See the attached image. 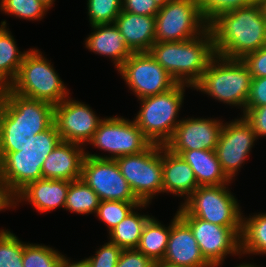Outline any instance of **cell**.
Wrapping results in <instances>:
<instances>
[{"label":"cell","instance_id":"obj_20","mask_svg":"<svg viewBox=\"0 0 266 267\" xmlns=\"http://www.w3.org/2000/svg\"><path fill=\"white\" fill-rule=\"evenodd\" d=\"M70 181L39 179L28 183L14 196V206L22 200L29 202L38 212L65 207ZM17 200V201H15Z\"/></svg>","mask_w":266,"mask_h":267},{"label":"cell","instance_id":"obj_7","mask_svg":"<svg viewBox=\"0 0 266 267\" xmlns=\"http://www.w3.org/2000/svg\"><path fill=\"white\" fill-rule=\"evenodd\" d=\"M185 87L191 86L177 83L166 92L139 99L142 106L134 120L152 144L165 146L171 139L181 121L176 117L183 103Z\"/></svg>","mask_w":266,"mask_h":267},{"label":"cell","instance_id":"obj_31","mask_svg":"<svg viewBox=\"0 0 266 267\" xmlns=\"http://www.w3.org/2000/svg\"><path fill=\"white\" fill-rule=\"evenodd\" d=\"M63 256L51 247L24 243L23 267H57Z\"/></svg>","mask_w":266,"mask_h":267},{"label":"cell","instance_id":"obj_18","mask_svg":"<svg viewBox=\"0 0 266 267\" xmlns=\"http://www.w3.org/2000/svg\"><path fill=\"white\" fill-rule=\"evenodd\" d=\"M162 261L179 267H212L201 254L190 227L178 213L171 221V231Z\"/></svg>","mask_w":266,"mask_h":267},{"label":"cell","instance_id":"obj_41","mask_svg":"<svg viewBox=\"0 0 266 267\" xmlns=\"http://www.w3.org/2000/svg\"><path fill=\"white\" fill-rule=\"evenodd\" d=\"M266 105V77L252 78L250 95L245 110Z\"/></svg>","mask_w":266,"mask_h":267},{"label":"cell","instance_id":"obj_19","mask_svg":"<svg viewBox=\"0 0 266 267\" xmlns=\"http://www.w3.org/2000/svg\"><path fill=\"white\" fill-rule=\"evenodd\" d=\"M84 151L80 144L61 140L43 162V178L66 181L80 179Z\"/></svg>","mask_w":266,"mask_h":267},{"label":"cell","instance_id":"obj_24","mask_svg":"<svg viewBox=\"0 0 266 267\" xmlns=\"http://www.w3.org/2000/svg\"><path fill=\"white\" fill-rule=\"evenodd\" d=\"M192 168L198 186H219L231 182L223 172L215 150H188L179 154Z\"/></svg>","mask_w":266,"mask_h":267},{"label":"cell","instance_id":"obj_37","mask_svg":"<svg viewBox=\"0 0 266 267\" xmlns=\"http://www.w3.org/2000/svg\"><path fill=\"white\" fill-rule=\"evenodd\" d=\"M161 3L160 0H123L122 10L133 14L156 17Z\"/></svg>","mask_w":266,"mask_h":267},{"label":"cell","instance_id":"obj_11","mask_svg":"<svg viewBox=\"0 0 266 267\" xmlns=\"http://www.w3.org/2000/svg\"><path fill=\"white\" fill-rule=\"evenodd\" d=\"M88 143L111 153V156H100L85 152V156L99 159H115L123 155L139 154L152 144L138 128L134 119L130 121L118 116L104 118Z\"/></svg>","mask_w":266,"mask_h":267},{"label":"cell","instance_id":"obj_28","mask_svg":"<svg viewBox=\"0 0 266 267\" xmlns=\"http://www.w3.org/2000/svg\"><path fill=\"white\" fill-rule=\"evenodd\" d=\"M243 218L241 254H266V213Z\"/></svg>","mask_w":266,"mask_h":267},{"label":"cell","instance_id":"obj_29","mask_svg":"<svg viewBox=\"0 0 266 267\" xmlns=\"http://www.w3.org/2000/svg\"><path fill=\"white\" fill-rule=\"evenodd\" d=\"M99 196L81 179L70 181L64 209L78 214L97 212Z\"/></svg>","mask_w":266,"mask_h":267},{"label":"cell","instance_id":"obj_8","mask_svg":"<svg viewBox=\"0 0 266 267\" xmlns=\"http://www.w3.org/2000/svg\"><path fill=\"white\" fill-rule=\"evenodd\" d=\"M226 185L199 186L181 204L178 215L194 216L219 226L242 228L244 216L237 199Z\"/></svg>","mask_w":266,"mask_h":267},{"label":"cell","instance_id":"obj_13","mask_svg":"<svg viewBox=\"0 0 266 267\" xmlns=\"http://www.w3.org/2000/svg\"><path fill=\"white\" fill-rule=\"evenodd\" d=\"M191 229L201 254L212 266L223 263L227 254H241L242 228L219 226L194 216H179Z\"/></svg>","mask_w":266,"mask_h":267},{"label":"cell","instance_id":"obj_33","mask_svg":"<svg viewBox=\"0 0 266 267\" xmlns=\"http://www.w3.org/2000/svg\"><path fill=\"white\" fill-rule=\"evenodd\" d=\"M123 0H88V16L91 26L112 24L122 11Z\"/></svg>","mask_w":266,"mask_h":267},{"label":"cell","instance_id":"obj_45","mask_svg":"<svg viewBox=\"0 0 266 267\" xmlns=\"http://www.w3.org/2000/svg\"><path fill=\"white\" fill-rule=\"evenodd\" d=\"M44 6H46L48 9L52 7L54 0H39Z\"/></svg>","mask_w":266,"mask_h":267},{"label":"cell","instance_id":"obj_30","mask_svg":"<svg viewBox=\"0 0 266 267\" xmlns=\"http://www.w3.org/2000/svg\"><path fill=\"white\" fill-rule=\"evenodd\" d=\"M149 203L124 202V201H100L96 216L107 224L109 232L113 230L133 209L146 208Z\"/></svg>","mask_w":266,"mask_h":267},{"label":"cell","instance_id":"obj_26","mask_svg":"<svg viewBox=\"0 0 266 267\" xmlns=\"http://www.w3.org/2000/svg\"><path fill=\"white\" fill-rule=\"evenodd\" d=\"M171 224L165 227L153 216L147 221L136 248L153 262L162 261L166 252Z\"/></svg>","mask_w":266,"mask_h":267},{"label":"cell","instance_id":"obj_23","mask_svg":"<svg viewBox=\"0 0 266 267\" xmlns=\"http://www.w3.org/2000/svg\"><path fill=\"white\" fill-rule=\"evenodd\" d=\"M91 27L94 32L86 39V48L96 54L112 57L115 68L118 69L133 53L128 48L125 37L114 23Z\"/></svg>","mask_w":266,"mask_h":267},{"label":"cell","instance_id":"obj_1","mask_svg":"<svg viewBox=\"0 0 266 267\" xmlns=\"http://www.w3.org/2000/svg\"><path fill=\"white\" fill-rule=\"evenodd\" d=\"M208 28L212 32L216 55L242 59L266 44V11L261 0L223 13Z\"/></svg>","mask_w":266,"mask_h":267},{"label":"cell","instance_id":"obj_22","mask_svg":"<svg viewBox=\"0 0 266 267\" xmlns=\"http://www.w3.org/2000/svg\"><path fill=\"white\" fill-rule=\"evenodd\" d=\"M114 24L133 53L149 52L155 43L156 17L121 11Z\"/></svg>","mask_w":266,"mask_h":267},{"label":"cell","instance_id":"obj_44","mask_svg":"<svg viewBox=\"0 0 266 267\" xmlns=\"http://www.w3.org/2000/svg\"><path fill=\"white\" fill-rule=\"evenodd\" d=\"M152 267H179V266L170 265L163 261H157L153 263Z\"/></svg>","mask_w":266,"mask_h":267},{"label":"cell","instance_id":"obj_39","mask_svg":"<svg viewBox=\"0 0 266 267\" xmlns=\"http://www.w3.org/2000/svg\"><path fill=\"white\" fill-rule=\"evenodd\" d=\"M153 263L137 249H123L116 267H152Z\"/></svg>","mask_w":266,"mask_h":267},{"label":"cell","instance_id":"obj_17","mask_svg":"<svg viewBox=\"0 0 266 267\" xmlns=\"http://www.w3.org/2000/svg\"><path fill=\"white\" fill-rule=\"evenodd\" d=\"M223 123L216 119H182L165 147L179 155L188 150H215Z\"/></svg>","mask_w":266,"mask_h":267},{"label":"cell","instance_id":"obj_48","mask_svg":"<svg viewBox=\"0 0 266 267\" xmlns=\"http://www.w3.org/2000/svg\"><path fill=\"white\" fill-rule=\"evenodd\" d=\"M264 4V8H265V11H266V0H261Z\"/></svg>","mask_w":266,"mask_h":267},{"label":"cell","instance_id":"obj_12","mask_svg":"<svg viewBox=\"0 0 266 267\" xmlns=\"http://www.w3.org/2000/svg\"><path fill=\"white\" fill-rule=\"evenodd\" d=\"M117 70L138 100L166 92L177 84L149 52L132 53Z\"/></svg>","mask_w":266,"mask_h":267},{"label":"cell","instance_id":"obj_10","mask_svg":"<svg viewBox=\"0 0 266 267\" xmlns=\"http://www.w3.org/2000/svg\"><path fill=\"white\" fill-rule=\"evenodd\" d=\"M208 29L196 0H169L156 14L155 42L194 39Z\"/></svg>","mask_w":266,"mask_h":267},{"label":"cell","instance_id":"obj_40","mask_svg":"<svg viewBox=\"0 0 266 267\" xmlns=\"http://www.w3.org/2000/svg\"><path fill=\"white\" fill-rule=\"evenodd\" d=\"M243 117L252 126L257 137L266 136V105L245 110Z\"/></svg>","mask_w":266,"mask_h":267},{"label":"cell","instance_id":"obj_32","mask_svg":"<svg viewBox=\"0 0 266 267\" xmlns=\"http://www.w3.org/2000/svg\"><path fill=\"white\" fill-rule=\"evenodd\" d=\"M24 243L16 235L0 230V267H23Z\"/></svg>","mask_w":266,"mask_h":267},{"label":"cell","instance_id":"obj_9","mask_svg":"<svg viewBox=\"0 0 266 267\" xmlns=\"http://www.w3.org/2000/svg\"><path fill=\"white\" fill-rule=\"evenodd\" d=\"M115 160L142 203H150L156 193L163 192L162 145L151 144L142 153L119 156Z\"/></svg>","mask_w":266,"mask_h":267},{"label":"cell","instance_id":"obj_47","mask_svg":"<svg viewBox=\"0 0 266 267\" xmlns=\"http://www.w3.org/2000/svg\"><path fill=\"white\" fill-rule=\"evenodd\" d=\"M1 99H2V88L0 87V103H1Z\"/></svg>","mask_w":266,"mask_h":267},{"label":"cell","instance_id":"obj_3","mask_svg":"<svg viewBox=\"0 0 266 267\" xmlns=\"http://www.w3.org/2000/svg\"><path fill=\"white\" fill-rule=\"evenodd\" d=\"M149 53L177 83L189 85L191 88L200 80L216 55L209 28L194 39L155 42Z\"/></svg>","mask_w":266,"mask_h":267},{"label":"cell","instance_id":"obj_21","mask_svg":"<svg viewBox=\"0 0 266 267\" xmlns=\"http://www.w3.org/2000/svg\"><path fill=\"white\" fill-rule=\"evenodd\" d=\"M162 168L164 193L170 192L187 199L199 187L191 166L163 145Z\"/></svg>","mask_w":266,"mask_h":267},{"label":"cell","instance_id":"obj_27","mask_svg":"<svg viewBox=\"0 0 266 267\" xmlns=\"http://www.w3.org/2000/svg\"><path fill=\"white\" fill-rule=\"evenodd\" d=\"M137 213V211L132 210L125 219L109 232V242L122 249H136L138 247L143 229L151 217Z\"/></svg>","mask_w":266,"mask_h":267},{"label":"cell","instance_id":"obj_5","mask_svg":"<svg viewBox=\"0 0 266 267\" xmlns=\"http://www.w3.org/2000/svg\"><path fill=\"white\" fill-rule=\"evenodd\" d=\"M252 75L241 59L215 55L200 80L193 86L219 102L243 107L247 104Z\"/></svg>","mask_w":266,"mask_h":267},{"label":"cell","instance_id":"obj_2","mask_svg":"<svg viewBox=\"0 0 266 267\" xmlns=\"http://www.w3.org/2000/svg\"><path fill=\"white\" fill-rule=\"evenodd\" d=\"M53 104L23 97L2 88L0 103V152H17L33 135L54 123Z\"/></svg>","mask_w":266,"mask_h":267},{"label":"cell","instance_id":"obj_4","mask_svg":"<svg viewBox=\"0 0 266 267\" xmlns=\"http://www.w3.org/2000/svg\"><path fill=\"white\" fill-rule=\"evenodd\" d=\"M61 141L55 123L33 138L17 152H0V179L14 197L28 183L43 178L42 165Z\"/></svg>","mask_w":266,"mask_h":267},{"label":"cell","instance_id":"obj_34","mask_svg":"<svg viewBox=\"0 0 266 267\" xmlns=\"http://www.w3.org/2000/svg\"><path fill=\"white\" fill-rule=\"evenodd\" d=\"M0 9L25 20H40L48 11L39 0H0Z\"/></svg>","mask_w":266,"mask_h":267},{"label":"cell","instance_id":"obj_43","mask_svg":"<svg viewBox=\"0 0 266 267\" xmlns=\"http://www.w3.org/2000/svg\"><path fill=\"white\" fill-rule=\"evenodd\" d=\"M57 267H89V266H88V262L85 259L79 262L71 263L70 259L63 256Z\"/></svg>","mask_w":266,"mask_h":267},{"label":"cell","instance_id":"obj_36","mask_svg":"<svg viewBox=\"0 0 266 267\" xmlns=\"http://www.w3.org/2000/svg\"><path fill=\"white\" fill-rule=\"evenodd\" d=\"M122 248L108 242L96 251L95 256L86 258L89 267H116Z\"/></svg>","mask_w":266,"mask_h":267},{"label":"cell","instance_id":"obj_16","mask_svg":"<svg viewBox=\"0 0 266 267\" xmlns=\"http://www.w3.org/2000/svg\"><path fill=\"white\" fill-rule=\"evenodd\" d=\"M102 120L88 105L71 98L54 106V123L62 141L80 145L89 142Z\"/></svg>","mask_w":266,"mask_h":267},{"label":"cell","instance_id":"obj_6","mask_svg":"<svg viewBox=\"0 0 266 267\" xmlns=\"http://www.w3.org/2000/svg\"><path fill=\"white\" fill-rule=\"evenodd\" d=\"M61 80L49 60L33 48L26 52L16 78L8 88L23 97L56 105L69 95Z\"/></svg>","mask_w":266,"mask_h":267},{"label":"cell","instance_id":"obj_15","mask_svg":"<svg viewBox=\"0 0 266 267\" xmlns=\"http://www.w3.org/2000/svg\"><path fill=\"white\" fill-rule=\"evenodd\" d=\"M240 118L223 125L215 148L222 170L230 180L240 170L254 141L258 139L252 126L243 116Z\"/></svg>","mask_w":266,"mask_h":267},{"label":"cell","instance_id":"obj_14","mask_svg":"<svg viewBox=\"0 0 266 267\" xmlns=\"http://www.w3.org/2000/svg\"><path fill=\"white\" fill-rule=\"evenodd\" d=\"M80 179L101 201L141 202L121 174L115 159L85 156Z\"/></svg>","mask_w":266,"mask_h":267},{"label":"cell","instance_id":"obj_25","mask_svg":"<svg viewBox=\"0 0 266 267\" xmlns=\"http://www.w3.org/2000/svg\"><path fill=\"white\" fill-rule=\"evenodd\" d=\"M6 20L0 25V87H8L16 78L27 51L21 52L9 29Z\"/></svg>","mask_w":266,"mask_h":267},{"label":"cell","instance_id":"obj_35","mask_svg":"<svg viewBox=\"0 0 266 267\" xmlns=\"http://www.w3.org/2000/svg\"><path fill=\"white\" fill-rule=\"evenodd\" d=\"M258 0H196L203 19L209 25L219 15L251 5Z\"/></svg>","mask_w":266,"mask_h":267},{"label":"cell","instance_id":"obj_46","mask_svg":"<svg viewBox=\"0 0 266 267\" xmlns=\"http://www.w3.org/2000/svg\"><path fill=\"white\" fill-rule=\"evenodd\" d=\"M235 267H258V266H254V264L252 265V264H250V263H248V264L243 263V264H241V265H239V266H235ZM259 267H260V266H259Z\"/></svg>","mask_w":266,"mask_h":267},{"label":"cell","instance_id":"obj_38","mask_svg":"<svg viewBox=\"0 0 266 267\" xmlns=\"http://www.w3.org/2000/svg\"><path fill=\"white\" fill-rule=\"evenodd\" d=\"M249 69L252 78L266 77V44L241 59Z\"/></svg>","mask_w":266,"mask_h":267},{"label":"cell","instance_id":"obj_42","mask_svg":"<svg viewBox=\"0 0 266 267\" xmlns=\"http://www.w3.org/2000/svg\"><path fill=\"white\" fill-rule=\"evenodd\" d=\"M14 206V197L8 192L4 182L0 179V211Z\"/></svg>","mask_w":266,"mask_h":267}]
</instances>
